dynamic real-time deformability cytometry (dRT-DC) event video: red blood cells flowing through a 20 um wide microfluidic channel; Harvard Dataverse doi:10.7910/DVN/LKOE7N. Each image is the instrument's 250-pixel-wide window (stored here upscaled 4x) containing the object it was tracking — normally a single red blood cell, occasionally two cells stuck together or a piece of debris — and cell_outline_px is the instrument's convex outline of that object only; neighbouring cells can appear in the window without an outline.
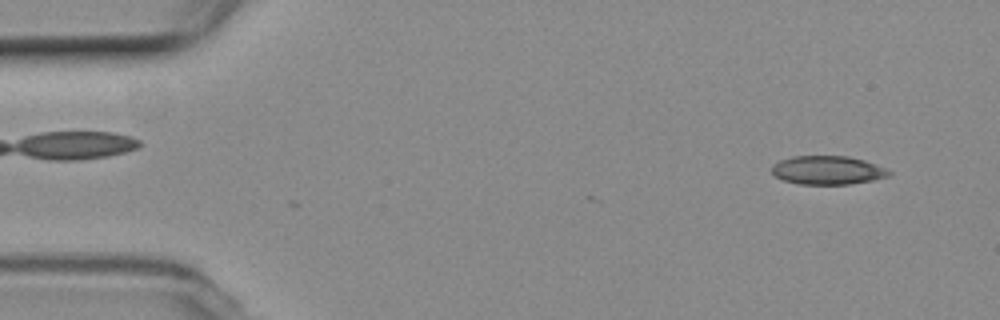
{"species": "common noctule bat (a hibernating species)", "species_latin": "Nyctalus noctula", "temperature_condition": "room temperature", "stored_images_in_passage": 4, "camera_frame_rate_fps": 3000, "um_per_image_px": 0.085, "animal": {"sex": "female", "body_mass_g": 19.3, "forearm_length_mm": 54.1}, "frame": {"image": 1, "passage_image": 2, "time_ms": 0.333, "image_size_px": [1000, 320], "cell_outline_px": [[892, 172], [888, 176], [872, 180], [848, 184], [800, 184], [784, 180], [776, 176], [772, 172], [772, 168], [780, 160], [792, 156], [848, 156], [864, 160], [884, 168]], "centroid_in_image_um": [70.35, 14.46], "position_along_channel_um": 14.7, "area_um2": 19.25}}